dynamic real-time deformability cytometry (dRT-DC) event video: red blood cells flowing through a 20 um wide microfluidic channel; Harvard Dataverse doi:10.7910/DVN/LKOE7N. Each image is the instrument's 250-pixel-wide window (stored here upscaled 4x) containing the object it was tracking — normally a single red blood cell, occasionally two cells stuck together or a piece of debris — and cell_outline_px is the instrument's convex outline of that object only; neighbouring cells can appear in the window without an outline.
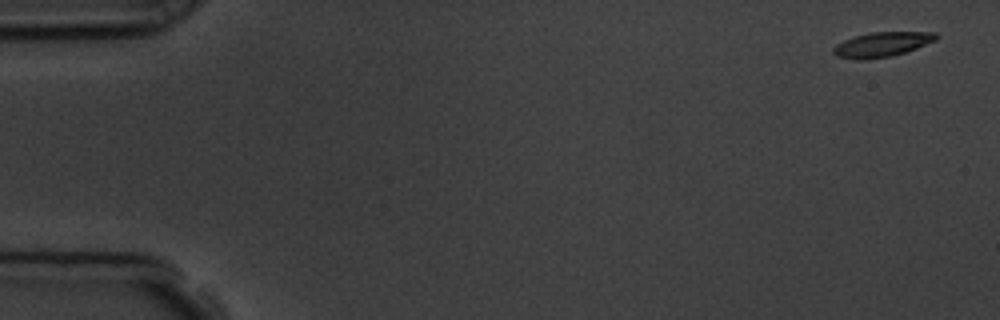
{"species": "common noctule bat (a hibernating species)", "species_latin": "Nyctalus noctula", "temperature_condition": "room temperature", "stored_images_in_passage": 16, "camera_frame_rate_fps": 3000, "um_per_image_px": 0.085, "animal": {"sex": "male", "body_mass_g": 19.5, "forearm_length_mm": 54.6}, "frame": {"image": 1, "passage_image": 1, "time_ms": 0.0, "image_size_px": [1000, 320], "cell_outline_px": [[940, 36], [936, 40], [916, 48], [892, 56], [868, 60], [856, 60], [836, 56], [832, 52], [832, 48], [836, 44], [852, 36], [872, 32], [936, 32]], "centroid_in_image_um": [74.93, 3.78], "position_along_channel_um": 10.1, "area_um2": 15.03}}
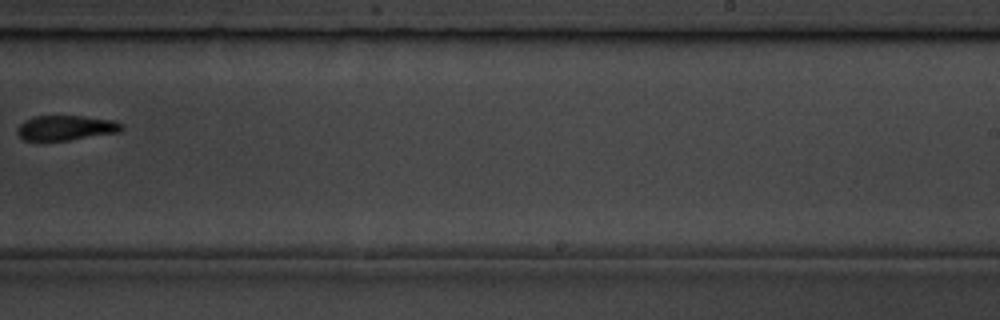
{"frame": {"image": 2, "passage_image": 10, "time_ms": 11.0, "image_size_px": [1000, 320], "cell_outline_px": [[124, 128], [120, 132], [68, 140], [24, 140], [16, 132], [16, 128], [24, 120], [32, 116], [84, 116], [116, 120], [124, 124]], "centroid_in_image_um": [5.63, 10.85], "position_along_channel_um": 283.4, "area_um2": 15.32}}
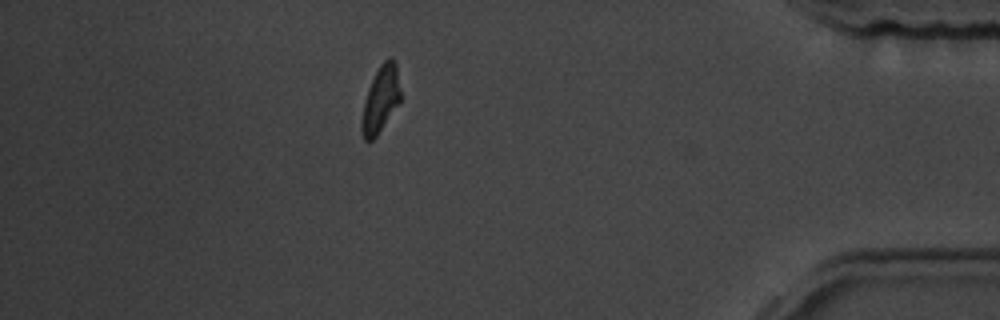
{"frame": {"image": 3, "passage_image": 14, "time_ms": 15.333, "image_size_px": [1000, 320], "cell_outline_px": [[400, 100], [376, 136], [372, 140], [364, 140], [360, 128], [360, 120], [364, 100], [368, 88], [380, 64], [388, 56], [392, 56], [396, 60], [400, 92]], "centroid_in_image_um": [32.33, 8.4], "position_along_channel_um": 402.9, "area_um2": 14.97}, "authors_computed_cell_mechanics": {"area_um2": 15.4037, "velocity_mm_per_s": 3.746, "shape_relaxation_time_tau1_ms": 2.2675, "shape_relaxation_time_tau2_ms": 3.9469, "deformation_change_tau1": 0.136, "deformation_change_tau2": 0.0935}}